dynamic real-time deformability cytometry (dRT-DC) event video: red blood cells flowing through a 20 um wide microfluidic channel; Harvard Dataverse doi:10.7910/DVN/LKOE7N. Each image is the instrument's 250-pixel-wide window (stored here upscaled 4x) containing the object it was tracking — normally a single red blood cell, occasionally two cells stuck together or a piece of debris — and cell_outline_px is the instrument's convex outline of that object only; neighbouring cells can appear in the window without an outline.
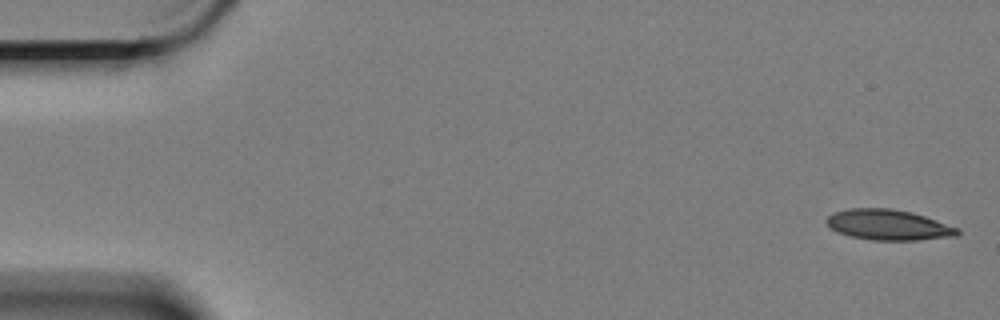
{"species": "Egyptian fruit bat (a non-hibernating species)", "species_latin": "Rousettus aegyptiacus", "temperature_condition": "cold", "stored_images_in_passage": 4, "camera_frame_rate_fps": 3000, "um_per_image_px": 0.085, "animal": {"sex": "female"}, "frame": {"image": 1, "passage_image": 1, "time_ms": 0.0, "image_size_px": [1000, 320], "cell_outline_px": [[960, 232], [956, 236], [916, 240], [872, 240], [852, 236], [836, 232], [824, 220], [832, 212], [848, 208], [892, 208], [912, 212], [960, 228]], "centroid_in_image_um": [75.5, 19.1], "position_along_channel_um": 9.5, "area_um2": 23.35}}
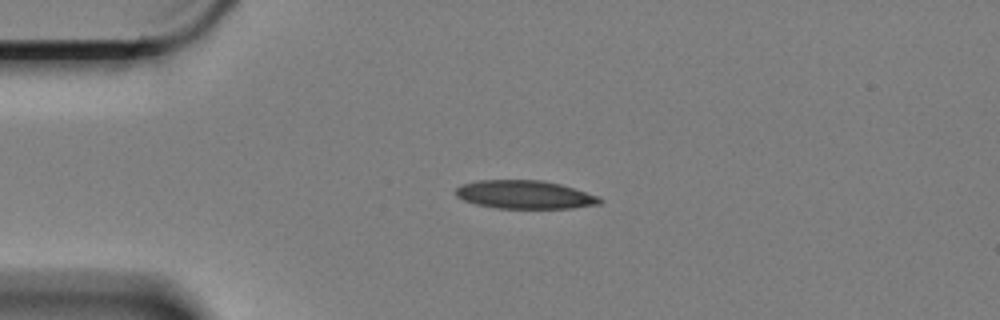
{"frame": {"image": 2, "passage_image": 4, "time_ms": 1.0, "image_size_px": [1000, 320], "cell_outline_px": [[604, 200], [600, 204], [572, 208], [496, 208], [476, 204], [464, 200], [456, 196], [456, 188], [460, 184], [480, 180], [544, 180], [560, 184], [600, 196]], "centroid_in_image_um": [44.62, 16.54], "position_along_channel_um": 40.4, "area_um2": 23.87}}